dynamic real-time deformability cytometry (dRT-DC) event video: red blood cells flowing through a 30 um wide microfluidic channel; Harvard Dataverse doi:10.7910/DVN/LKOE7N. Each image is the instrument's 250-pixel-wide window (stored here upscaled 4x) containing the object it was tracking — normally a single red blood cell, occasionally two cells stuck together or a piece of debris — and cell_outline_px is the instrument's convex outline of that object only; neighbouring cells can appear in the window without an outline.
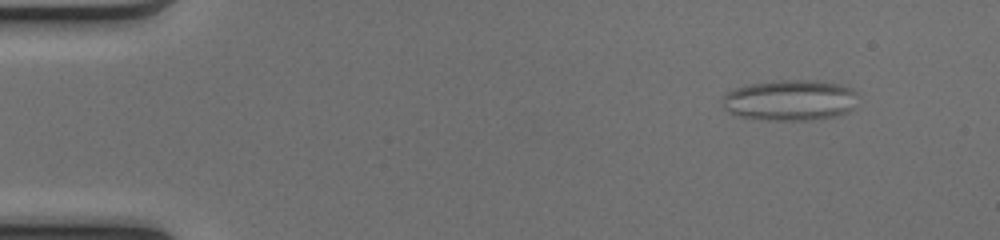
{"species": "common noctule bat (a hibernating species)", "species_latin": "Nyctalus noctula", "temperature_condition": "cold", "stored_images_in_passage": 53, "camera_frame_rate_fps": 3000, "um_per_image_px": 0.085, "animal": {"sex": "female", "body_mass_g": 17.0, "forearm_length_mm": 48.0}, "frame": {"image": 1, "passage_image": 6, "time_ms": 1.667, "image_size_px": [1000, 240], "cell_outline_px": [[856, 92], [852, 108], [848, 112], [836, 116], [808, 120], [768, 120], [740, 116], [728, 112], [724, 108], [720, 100], [728, 92], [736, 88], [748, 84], [780, 80], [816, 80], [840, 84]], "centroid_in_image_um": [67.11, 8.52], "position_along_channel_um": 17.9, "area_um2": 32.08}}
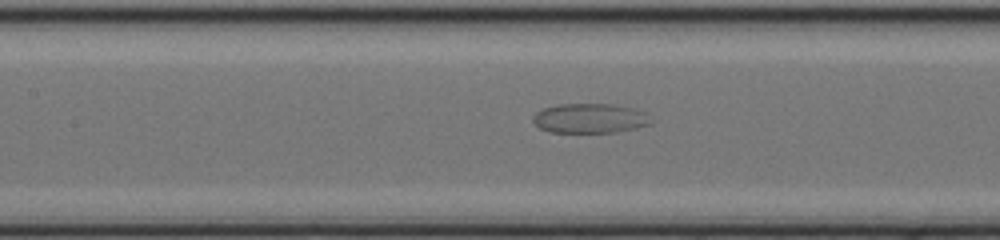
{"frame": {"image": 2, "passage_image": 25, "time_ms": 8.0, "image_size_px": [1000, 240], "cell_outline_px": [[652, 120], [648, 124], [636, 128], [616, 132], [552, 132], [540, 128], [532, 120], [532, 116], [536, 112], [544, 108], [556, 104], [612, 104], [632, 108], [644, 112]], "centroid_in_image_um": [50.11, 10.05], "position_along_channel_um": 157.3, "area_um2": 20.23}}
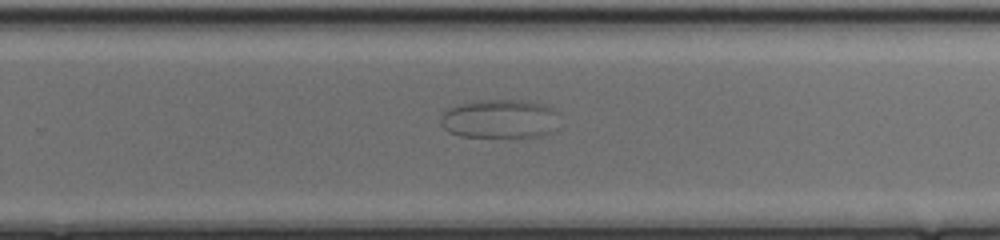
{"frame": {"image": 3, "passage_image": 35, "time_ms": 11.333, "image_size_px": [1000, 240], "cell_outline_px": [[552, 112], [548, 132], [544, 136], [460, 136], [448, 132], [444, 128], [440, 120], [440, 116], [448, 108], [460, 104], [480, 100], [528, 100], [548, 104], [552, 108]], "centroid_in_image_um": [42.34, 10.07], "position_along_channel_um": 287.5, "area_um2": 26.01}}